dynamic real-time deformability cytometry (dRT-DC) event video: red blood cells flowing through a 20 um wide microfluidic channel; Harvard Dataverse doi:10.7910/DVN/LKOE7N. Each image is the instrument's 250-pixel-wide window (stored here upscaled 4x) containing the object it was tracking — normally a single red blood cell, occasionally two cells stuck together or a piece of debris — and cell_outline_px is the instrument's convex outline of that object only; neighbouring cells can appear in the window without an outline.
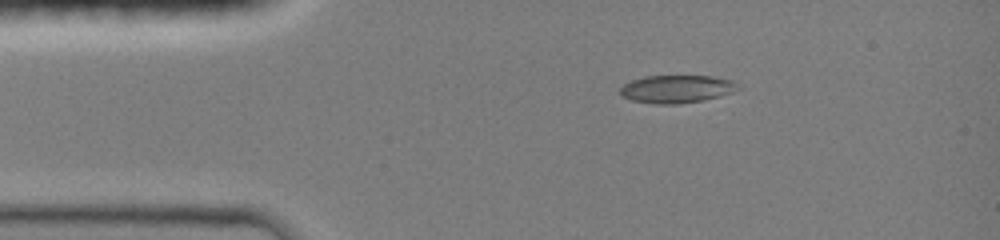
{"species": "common noctule bat (a hibernating species)", "species_latin": "Nyctalus noctula", "temperature_condition": "room temperature", "stored_images_in_passage": 6, "camera_frame_rate_fps": 3000, "um_per_image_px": 0.085, "animal": {"sex": "female", "body_mass_g": 19.0, "forearm_length_mm": 51.5}, "frame": {"image": 1, "passage_image": 1, "time_ms": 0.0, "image_size_px": [1000, 240], "cell_outline_px": [[740, 88], [732, 92], [720, 96], [704, 100], [676, 104], [652, 104], [632, 100], [620, 96], [620, 88], [624, 84], [632, 80], [644, 76], [712, 76], [732, 80]], "centroid_in_image_um": [57.49, 7.57], "position_along_channel_um": 27.5, "area_um2": 19.13}}
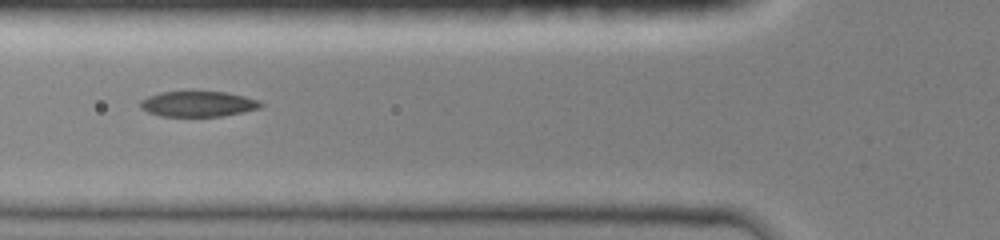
{"frame": {"image": 2, "passage_image": 4, "time_ms": 3.0, "image_size_px": [1000, 240], "cell_outline_px": [[264, 104], [260, 108], [224, 116], [160, 116], [148, 112], [140, 108], [140, 100], [148, 96], [160, 92], [192, 88], [224, 92], [244, 96], [256, 100]], "centroid_in_image_um": [16.78, 8.78], "position_along_channel_um": 109.0, "area_um2": 18.67}}
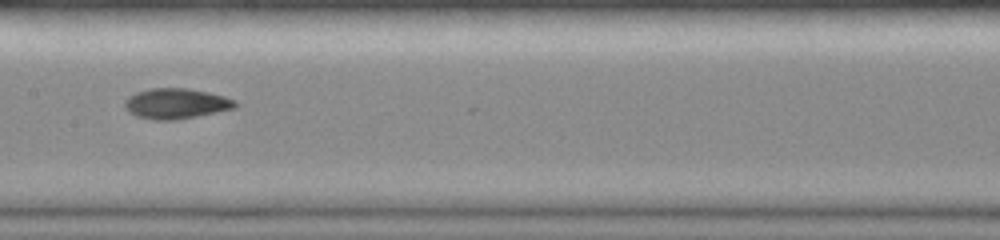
{"frame": {"image": 3, "passage_image": 6, "time_ms": 5.0, "image_size_px": [1000, 240], "cell_outline_px": [[236, 108], [176, 120], [152, 120], [136, 116], [128, 112], [124, 108], [124, 100], [128, 96], [136, 92], [152, 88], [188, 88], [208, 92], [224, 96], [236, 100]], "centroid_in_image_um": [14.93, 8.8], "position_along_channel_um": 192.5, "area_um2": 19.71}}